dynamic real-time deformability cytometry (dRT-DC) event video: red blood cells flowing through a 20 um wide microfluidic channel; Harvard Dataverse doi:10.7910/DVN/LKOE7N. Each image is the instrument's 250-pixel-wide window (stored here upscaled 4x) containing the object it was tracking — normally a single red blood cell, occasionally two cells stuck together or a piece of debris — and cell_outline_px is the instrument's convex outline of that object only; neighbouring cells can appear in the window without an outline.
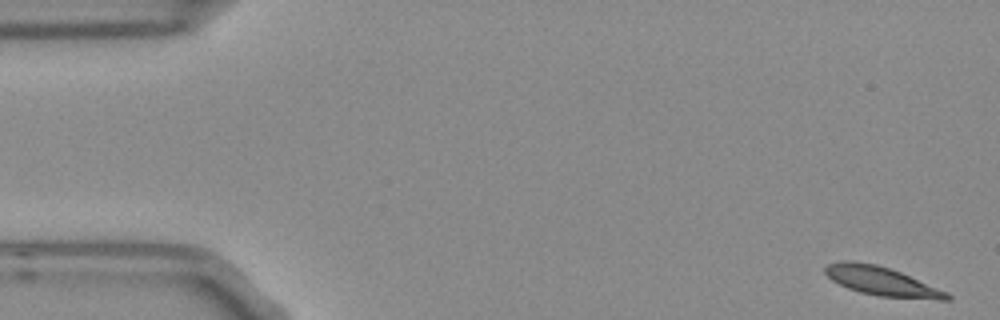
{"species": "Egyptian fruit bat (a non-hibernating species)", "species_latin": "Rousettus aegyptiacus", "temperature_condition": "room temperature", "stored_images_in_passage": 5, "camera_frame_rate_fps": 3000, "um_per_image_px": 0.085, "frame": {"image": 1, "passage_image": 1, "time_ms": 0.0, "image_size_px": [1000, 320], "cell_outline_px": [[952, 300], [940, 300], [880, 296], [860, 292], [848, 288], [832, 280], [824, 272], [824, 268], [828, 264], [844, 260], [852, 260], [876, 264], [900, 272], [948, 292], [952, 296]], "centroid_in_image_um": [74.95, 23.9], "position_along_channel_um": 10.0, "area_um2": 20.4}}